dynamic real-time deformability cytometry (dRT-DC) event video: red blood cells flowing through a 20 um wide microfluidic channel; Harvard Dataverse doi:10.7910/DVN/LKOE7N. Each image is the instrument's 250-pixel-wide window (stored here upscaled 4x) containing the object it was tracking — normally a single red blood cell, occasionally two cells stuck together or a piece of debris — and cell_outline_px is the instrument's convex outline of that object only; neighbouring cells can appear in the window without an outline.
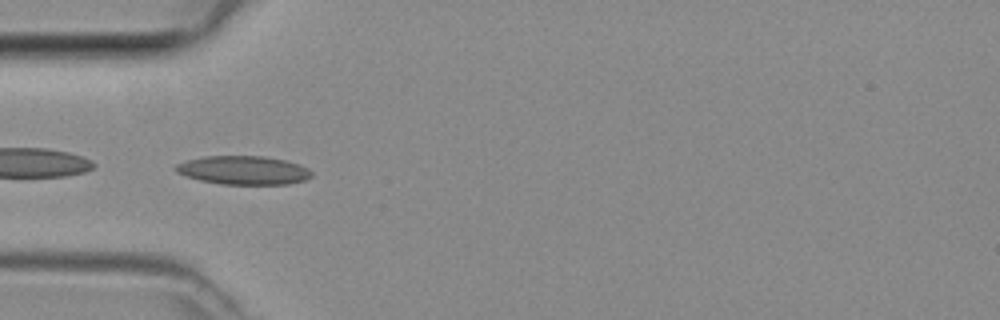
{"species": "common noctule bat (a hibernating species)", "species_latin": "Nyctalus noctula", "temperature_condition": "room temperature", "stored_images_in_passage": 34, "camera_frame_rate_fps": 3000, "um_per_image_px": 0.085, "animal": {"sex": "female", "body_mass_g": 29.2, "forearm_length_mm": 56.3}, "frame": {"image": 1, "passage_image": 6, "time_ms": 1.667, "image_size_px": [1000, 320], "cell_outline_px": [[312, 176], [304, 180], [288, 184], [220, 184], [200, 180], [176, 172], [176, 164], [188, 160], [204, 156], [264, 156], [284, 160], [300, 164], [308, 168], [312, 172]], "centroid_in_image_um": [20.72, 14.47], "position_along_channel_um": 64.3, "area_um2": 22.54}}
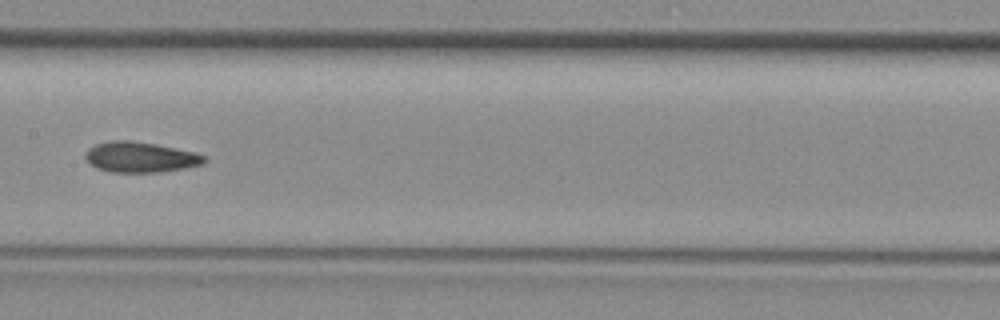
{"frame": {"image": 2, "passage_image": 15, "time_ms": 4.667, "image_size_px": [1000, 320], "cell_outline_px": [[204, 164], [184, 168], [160, 172], [108, 172], [96, 168], [88, 164], [84, 156], [84, 152], [88, 148], [96, 144], [112, 140], [132, 140], [156, 144], [196, 152], [204, 156]], "centroid_in_image_um": [11.87, 13.35], "position_along_channel_um": 195.5, "area_um2": 21.33}}
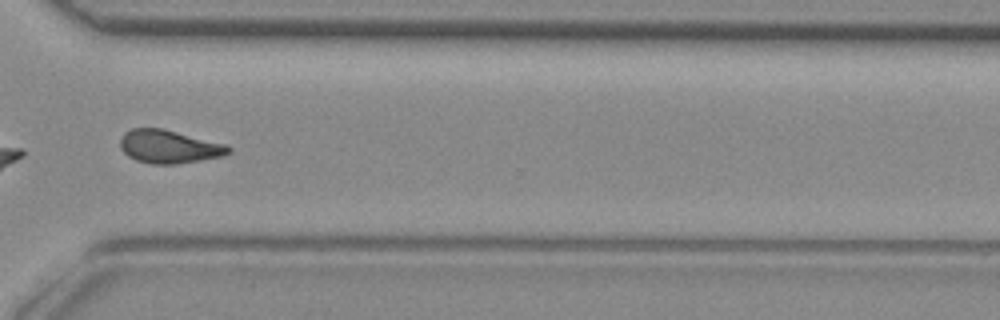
{"frame": {"image": 3, "passage_image": 26, "time_ms": 8.333, "image_size_px": [1000, 320], "cell_outline_px": [[232, 152], [224, 156], [176, 164], [152, 164], [136, 160], [128, 156], [120, 148], [120, 140], [124, 132], [132, 128], [164, 128], [228, 144], [232, 148]], "centroid_in_image_um": [14.41, 12.45], "position_along_channel_um": 356.2, "area_um2": 21.33}}